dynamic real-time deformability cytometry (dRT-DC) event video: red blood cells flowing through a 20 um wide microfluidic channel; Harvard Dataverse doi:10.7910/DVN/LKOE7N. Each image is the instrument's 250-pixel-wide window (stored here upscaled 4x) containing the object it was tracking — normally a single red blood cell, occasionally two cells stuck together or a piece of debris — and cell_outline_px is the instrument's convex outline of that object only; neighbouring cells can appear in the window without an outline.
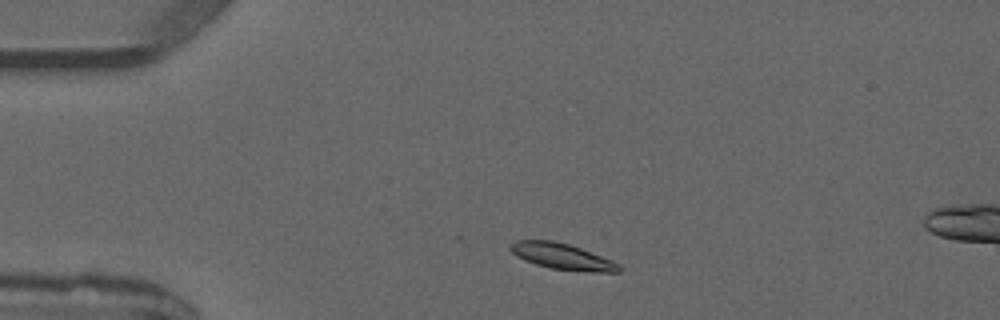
{"species": "common noctule bat (a hibernating species)", "species_latin": "Nyctalus noctula", "temperature_condition": "warm", "stored_images_in_passage": 2, "camera_frame_rate_fps": 3000, "um_per_image_px": 0.085, "animal": {"sex": "male", "forearm_length_mm": 52.5}, "frame": {"image": 1, "passage_image": 1, "time_ms": 0.0, "image_size_px": [1000, 320], "cell_outline_px": [[620, 272], [592, 272], [552, 268], [536, 264], [524, 260], [516, 256], [508, 248], [508, 244], [516, 240], [552, 240], [568, 244], [580, 248], [612, 260], [620, 264]], "centroid_in_image_um": [47.75, 21.79], "position_along_channel_um": 37.2, "area_um2": 16.42}}